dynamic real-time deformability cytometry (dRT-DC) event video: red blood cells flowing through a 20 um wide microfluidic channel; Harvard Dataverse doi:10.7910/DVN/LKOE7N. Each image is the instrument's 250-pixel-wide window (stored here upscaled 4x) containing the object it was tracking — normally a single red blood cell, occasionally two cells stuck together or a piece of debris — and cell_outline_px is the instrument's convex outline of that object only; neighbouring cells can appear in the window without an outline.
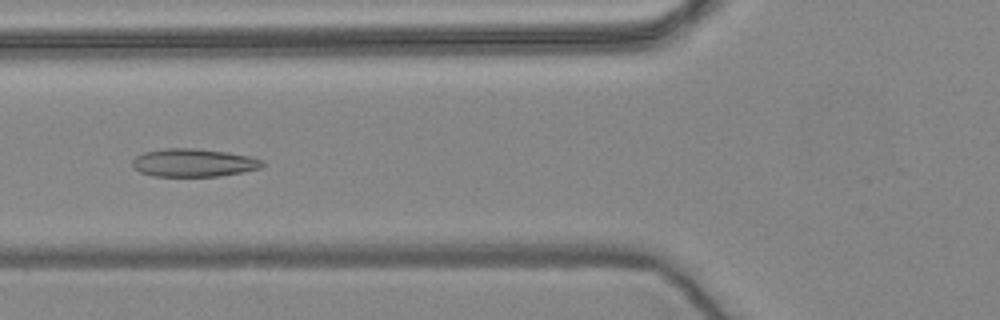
{"species": "common noctule bat (a hibernating species)", "species_latin": "Nyctalus noctula", "temperature_condition": "warm", "stored_images_in_passage": 57, "camera_frame_rate_fps": 3000, "um_per_image_px": 0.085, "animal": {"sex": "female", "body_mass_g": 24.6, "forearm_length_mm": 56.2}, "frame": {"image": 1, "passage_image": 22, "time_ms": 7.0, "image_size_px": [1000, 320], "cell_outline_px": [[264, 164], [260, 168], [244, 172], [220, 176], [152, 176], [140, 172], [132, 168], [132, 160], [136, 156], [144, 152], [164, 148], [196, 148], [252, 156], [264, 160]], "centroid_in_image_um": [16.45, 13.83], "position_along_channel_um": 109.3, "area_um2": 21.44}}
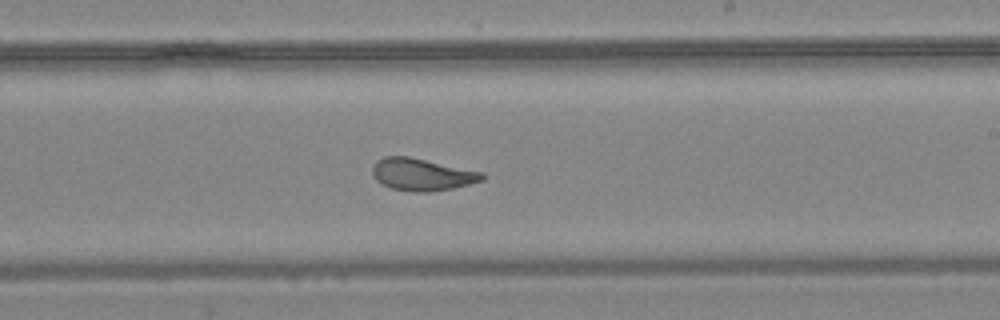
{"frame": {"image": 2, "passage_image": 34, "time_ms": 11.0, "image_size_px": [1000, 320], "cell_outline_px": [[484, 180], [452, 188], [428, 192], [412, 192], [392, 188], [376, 180], [372, 176], [372, 168], [376, 160], [384, 156], [408, 156], [484, 172]], "centroid_in_image_um": [35.85, 14.82], "position_along_channel_um": 253.2, "area_um2": 20.58}}
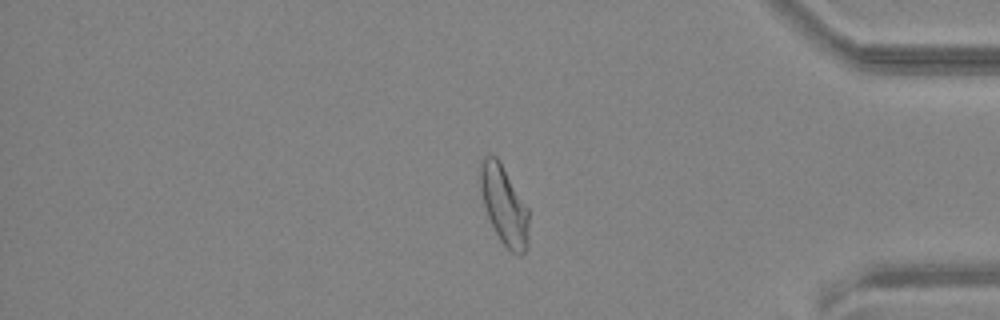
{"frame": {"image": 3, "passage_image": 48, "time_ms": 15.667, "image_size_px": [1000, 320], "cell_outline_px": [[528, 248], [524, 256], [520, 256], [512, 252], [500, 240], [488, 216], [484, 204], [480, 188], [480, 160], [484, 156], [496, 156], [528, 208]], "centroid_in_image_um": [42.86, 17.49], "position_along_channel_um": 392.3, "area_um2": 22.02}, "authors_computed_cell_mechanics": {"area_um2": 22.7154, "velocity_mm_per_s": 3.5945, "shape_relaxation_time_tau1_ms": 7.0706, "shape_relaxation_time_tau2_ms": 1.4012, "deformation_change_tau1": 0.179, "deformation_change_tau2": 0.0884}}